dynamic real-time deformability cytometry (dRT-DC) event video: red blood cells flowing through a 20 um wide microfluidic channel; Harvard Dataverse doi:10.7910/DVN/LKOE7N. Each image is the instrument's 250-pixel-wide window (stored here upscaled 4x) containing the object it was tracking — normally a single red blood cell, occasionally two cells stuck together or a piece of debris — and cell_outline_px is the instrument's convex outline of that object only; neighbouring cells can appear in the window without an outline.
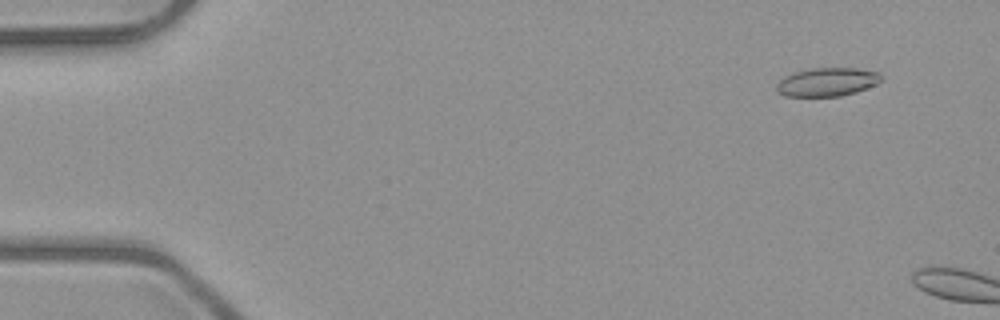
{"species": "common noctule bat (a hibernating species)", "species_latin": "Nyctalus noctula", "temperature_condition": "room temperature", "stored_images_in_passage": 3, "camera_frame_rate_fps": 3000, "um_per_image_px": 0.085, "animal": {"sex": "male", "body_mass_g": 23.1, "forearm_length_mm": 52.7}, "frame": {"image": 1, "passage_image": 1, "time_ms": 0.0, "image_size_px": [1000, 320], "cell_outline_px": [[880, 80], [876, 84], [856, 92], [840, 96], [784, 96], [776, 88], [776, 84], [784, 76], [792, 72], [812, 68], [856, 68], [880, 72]], "centroid_in_image_um": [70.29, 6.96], "position_along_channel_um": 14.7, "area_um2": 17.34}}